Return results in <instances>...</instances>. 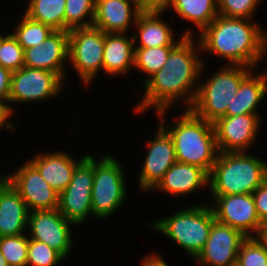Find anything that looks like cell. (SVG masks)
Returning a JSON list of instances; mask_svg holds the SVG:
<instances>
[{
    "instance_id": "1",
    "label": "cell",
    "mask_w": 267,
    "mask_h": 266,
    "mask_svg": "<svg viewBox=\"0 0 267 266\" xmlns=\"http://www.w3.org/2000/svg\"><path fill=\"white\" fill-rule=\"evenodd\" d=\"M194 41L196 39L192 36H185L170 51L162 69L143 84L145 94L140 104L135 105V112L142 113L152 107H155L156 112L169 110L174 102L182 98L187 104L186 109L192 107L198 91L197 80H200L199 76H202L205 67L197 53L201 50L199 41Z\"/></svg>"
},
{
    "instance_id": "2",
    "label": "cell",
    "mask_w": 267,
    "mask_h": 266,
    "mask_svg": "<svg viewBox=\"0 0 267 266\" xmlns=\"http://www.w3.org/2000/svg\"><path fill=\"white\" fill-rule=\"evenodd\" d=\"M218 15L197 37L201 52L212 53L230 65L253 68L267 55V31L257 21Z\"/></svg>"
},
{
    "instance_id": "3",
    "label": "cell",
    "mask_w": 267,
    "mask_h": 266,
    "mask_svg": "<svg viewBox=\"0 0 267 266\" xmlns=\"http://www.w3.org/2000/svg\"><path fill=\"white\" fill-rule=\"evenodd\" d=\"M166 111L156 112L160 117L158 124L173 140L176 161L199 166L209 174L219 153L213 123L185 109L179 118L175 117L173 124L167 126L163 119Z\"/></svg>"
},
{
    "instance_id": "4",
    "label": "cell",
    "mask_w": 267,
    "mask_h": 266,
    "mask_svg": "<svg viewBox=\"0 0 267 266\" xmlns=\"http://www.w3.org/2000/svg\"><path fill=\"white\" fill-rule=\"evenodd\" d=\"M208 179L212 195L252 194L267 179V162L245 152H219Z\"/></svg>"
},
{
    "instance_id": "5",
    "label": "cell",
    "mask_w": 267,
    "mask_h": 266,
    "mask_svg": "<svg viewBox=\"0 0 267 266\" xmlns=\"http://www.w3.org/2000/svg\"><path fill=\"white\" fill-rule=\"evenodd\" d=\"M253 70L242 65H223L207 81L198 83V91L190 110L198 117L214 123L226 114L227 108H231L241 82Z\"/></svg>"
},
{
    "instance_id": "6",
    "label": "cell",
    "mask_w": 267,
    "mask_h": 266,
    "mask_svg": "<svg viewBox=\"0 0 267 266\" xmlns=\"http://www.w3.org/2000/svg\"><path fill=\"white\" fill-rule=\"evenodd\" d=\"M187 207L149 225L175 241L194 259L203 250L215 217L208 203Z\"/></svg>"
},
{
    "instance_id": "7",
    "label": "cell",
    "mask_w": 267,
    "mask_h": 266,
    "mask_svg": "<svg viewBox=\"0 0 267 266\" xmlns=\"http://www.w3.org/2000/svg\"><path fill=\"white\" fill-rule=\"evenodd\" d=\"M121 165L109 154L103 155L99 161L94 158L92 211L98 219L113 215L126 199V180Z\"/></svg>"
},
{
    "instance_id": "8",
    "label": "cell",
    "mask_w": 267,
    "mask_h": 266,
    "mask_svg": "<svg viewBox=\"0 0 267 266\" xmlns=\"http://www.w3.org/2000/svg\"><path fill=\"white\" fill-rule=\"evenodd\" d=\"M69 61L84 85L103 72L105 32L93 26L69 31Z\"/></svg>"
},
{
    "instance_id": "9",
    "label": "cell",
    "mask_w": 267,
    "mask_h": 266,
    "mask_svg": "<svg viewBox=\"0 0 267 266\" xmlns=\"http://www.w3.org/2000/svg\"><path fill=\"white\" fill-rule=\"evenodd\" d=\"M94 181V157L90 154L76 165L69 185L59 194L58 211L75 225L93 215L92 187Z\"/></svg>"
},
{
    "instance_id": "10",
    "label": "cell",
    "mask_w": 267,
    "mask_h": 266,
    "mask_svg": "<svg viewBox=\"0 0 267 266\" xmlns=\"http://www.w3.org/2000/svg\"><path fill=\"white\" fill-rule=\"evenodd\" d=\"M64 81L56 74L45 69L23 66L12 72L9 103H29L58 96Z\"/></svg>"
},
{
    "instance_id": "11",
    "label": "cell",
    "mask_w": 267,
    "mask_h": 266,
    "mask_svg": "<svg viewBox=\"0 0 267 266\" xmlns=\"http://www.w3.org/2000/svg\"><path fill=\"white\" fill-rule=\"evenodd\" d=\"M210 202L215 220L239 230L246 237H255L262 226L252 194L212 195ZM255 234V235H254Z\"/></svg>"
},
{
    "instance_id": "12",
    "label": "cell",
    "mask_w": 267,
    "mask_h": 266,
    "mask_svg": "<svg viewBox=\"0 0 267 266\" xmlns=\"http://www.w3.org/2000/svg\"><path fill=\"white\" fill-rule=\"evenodd\" d=\"M3 176L19 192L29 212L58 209L59 193L44 180L30 161L18 167L14 173Z\"/></svg>"
},
{
    "instance_id": "13",
    "label": "cell",
    "mask_w": 267,
    "mask_h": 266,
    "mask_svg": "<svg viewBox=\"0 0 267 266\" xmlns=\"http://www.w3.org/2000/svg\"><path fill=\"white\" fill-rule=\"evenodd\" d=\"M58 209L30 211L28 215V230L31 239L44 242L56 250L64 259L72 248L71 226Z\"/></svg>"
},
{
    "instance_id": "14",
    "label": "cell",
    "mask_w": 267,
    "mask_h": 266,
    "mask_svg": "<svg viewBox=\"0 0 267 266\" xmlns=\"http://www.w3.org/2000/svg\"><path fill=\"white\" fill-rule=\"evenodd\" d=\"M247 237L215 220L203 250L194 259L206 266H236L241 244Z\"/></svg>"
},
{
    "instance_id": "15",
    "label": "cell",
    "mask_w": 267,
    "mask_h": 266,
    "mask_svg": "<svg viewBox=\"0 0 267 266\" xmlns=\"http://www.w3.org/2000/svg\"><path fill=\"white\" fill-rule=\"evenodd\" d=\"M259 117L258 114H242L218 118L213 125L219 152H246L257 138Z\"/></svg>"
},
{
    "instance_id": "16",
    "label": "cell",
    "mask_w": 267,
    "mask_h": 266,
    "mask_svg": "<svg viewBox=\"0 0 267 266\" xmlns=\"http://www.w3.org/2000/svg\"><path fill=\"white\" fill-rule=\"evenodd\" d=\"M158 126L154 139L146 143L149 148L138 179L142 191L152 190L177 162L171 136L160 124Z\"/></svg>"
},
{
    "instance_id": "17",
    "label": "cell",
    "mask_w": 267,
    "mask_h": 266,
    "mask_svg": "<svg viewBox=\"0 0 267 266\" xmlns=\"http://www.w3.org/2000/svg\"><path fill=\"white\" fill-rule=\"evenodd\" d=\"M68 60V31H54L43 44L24 49V66L51 71L63 81L66 78L65 64Z\"/></svg>"
},
{
    "instance_id": "18",
    "label": "cell",
    "mask_w": 267,
    "mask_h": 266,
    "mask_svg": "<svg viewBox=\"0 0 267 266\" xmlns=\"http://www.w3.org/2000/svg\"><path fill=\"white\" fill-rule=\"evenodd\" d=\"M140 13L139 6L132 0H95L92 26L105 33H127Z\"/></svg>"
},
{
    "instance_id": "19",
    "label": "cell",
    "mask_w": 267,
    "mask_h": 266,
    "mask_svg": "<svg viewBox=\"0 0 267 266\" xmlns=\"http://www.w3.org/2000/svg\"><path fill=\"white\" fill-rule=\"evenodd\" d=\"M29 210L19 192L3 177L0 180V237L24 234Z\"/></svg>"
},
{
    "instance_id": "20",
    "label": "cell",
    "mask_w": 267,
    "mask_h": 266,
    "mask_svg": "<svg viewBox=\"0 0 267 266\" xmlns=\"http://www.w3.org/2000/svg\"><path fill=\"white\" fill-rule=\"evenodd\" d=\"M209 174L199 166L176 162L152 189L166 192L171 196L190 195L195 190L208 186Z\"/></svg>"
},
{
    "instance_id": "21",
    "label": "cell",
    "mask_w": 267,
    "mask_h": 266,
    "mask_svg": "<svg viewBox=\"0 0 267 266\" xmlns=\"http://www.w3.org/2000/svg\"><path fill=\"white\" fill-rule=\"evenodd\" d=\"M162 13L156 12H141L133 25L138 30V34H133L134 44L138 38L139 45L134 48H149L161 46H176L185 36H192L193 31L184 30L179 40H175L173 28H170L160 16ZM172 29V30H171ZM138 35V36H137Z\"/></svg>"
},
{
    "instance_id": "22",
    "label": "cell",
    "mask_w": 267,
    "mask_h": 266,
    "mask_svg": "<svg viewBox=\"0 0 267 266\" xmlns=\"http://www.w3.org/2000/svg\"><path fill=\"white\" fill-rule=\"evenodd\" d=\"M85 156L76 161L64 151L52 153L46 151V153H37L29 161L37 168L44 180L60 194L71 182L76 165Z\"/></svg>"
},
{
    "instance_id": "23",
    "label": "cell",
    "mask_w": 267,
    "mask_h": 266,
    "mask_svg": "<svg viewBox=\"0 0 267 266\" xmlns=\"http://www.w3.org/2000/svg\"><path fill=\"white\" fill-rule=\"evenodd\" d=\"M134 39L125 33H105L103 72L121 76L134 67Z\"/></svg>"
},
{
    "instance_id": "24",
    "label": "cell",
    "mask_w": 267,
    "mask_h": 266,
    "mask_svg": "<svg viewBox=\"0 0 267 266\" xmlns=\"http://www.w3.org/2000/svg\"><path fill=\"white\" fill-rule=\"evenodd\" d=\"M250 73L240 84L236 96L227 108L224 116H237L242 114H258V104L267 93V83L261 73Z\"/></svg>"
},
{
    "instance_id": "25",
    "label": "cell",
    "mask_w": 267,
    "mask_h": 266,
    "mask_svg": "<svg viewBox=\"0 0 267 266\" xmlns=\"http://www.w3.org/2000/svg\"><path fill=\"white\" fill-rule=\"evenodd\" d=\"M170 8L196 25L199 33L218 16L217 0H173Z\"/></svg>"
},
{
    "instance_id": "26",
    "label": "cell",
    "mask_w": 267,
    "mask_h": 266,
    "mask_svg": "<svg viewBox=\"0 0 267 266\" xmlns=\"http://www.w3.org/2000/svg\"><path fill=\"white\" fill-rule=\"evenodd\" d=\"M66 0H29L25 14L35 21L65 31Z\"/></svg>"
},
{
    "instance_id": "27",
    "label": "cell",
    "mask_w": 267,
    "mask_h": 266,
    "mask_svg": "<svg viewBox=\"0 0 267 266\" xmlns=\"http://www.w3.org/2000/svg\"><path fill=\"white\" fill-rule=\"evenodd\" d=\"M175 46H161L149 48H134V67L144 72L148 77L144 83L156 72L162 69L168 60L170 51Z\"/></svg>"
},
{
    "instance_id": "28",
    "label": "cell",
    "mask_w": 267,
    "mask_h": 266,
    "mask_svg": "<svg viewBox=\"0 0 267 266\" xmlns=\"http://www.w3.org/2000/svg\"><path fill=\"white\" fill-rule=\"evenodd\" d=\"M55 30L39 21H35L25 13L12 35L23 49L41 45Z\"/></svg>"
},
{
    "instance_id": "29",
    "label": "cell",
    "mask_w": 267,
    "mask_h": 266,
    "mask_svg": "<svg viewBox=\"0 0 267 266\" xmlns=\"http://www.w3.org/2000/svg\"><path fill=\"white\" fill-rule=\"evenodd\" d=\"M94 13L95 0H66L65 31L73 28L91 27Z\"/></svg>"
},
{
    "instance_id": "30",
    "label": "cell",
    "mask_w": 267,
    "mask_h": 266,
    "mask_svg": "<svg viewBox=\"0 0 267 266\" xmlns=\"http://www.w3.org/2000/svg\"><path fill=\"white\" fill-rule=\"evenodd\" d=\"M0 251L9 266H26L28 236L20 234L0 237Z\"/></svg>"
},
{
    "instance_id": "31",
    "label": "cell",
    "mask_w": 267,
    "mask_h": 266,
    "mask_svg": "<svg viewBox=\"0 0 267 266\" xmlns=\"http://www.w3.org/2000/svg\"><path fill=\"white\" fill-rule=\"evenodd\" d=\"M0 65L11 72L24 66V49L12 33L1 35Z\"/></svg>"
},
{
    "instance_id": "32",
    "label": "cell",
    "mask_w": 267,
    "mask_h": 266,
    "mask_svg": "<svg viewBox=\"0 0 267 266\" xmlns=\"http://www.w3.org/2000/svg\"><path fill=\"white\" fill-rule=\"evenodd\" d=\"M64 258L44 242L28 237V257L26 266H58Z\"/></svg>"
},
{
    "instance_id": "33",
    "label": "cell",
    "mask_w": 267,
    "mask_h": 266,
    "mask_svg": "<svg viewBox=\"0 0 267 266\" xmlns=\"http://www.w3.org/2000/svg\"><path fill=\"white\" fill-rule=\"evenodd\" d=\"M236 266H267V251L256 237H247L243 241Z\"/></svg>"
},
{
    "instance_id": "34",
    "label": "cell",
    "mask_w": 267,
    "mask_h": 266,
    "mask_svg": "<svg viewBox=\"0 0 267 266\" xmlns=\"http://www.w3.org/2000/svg\"><path fill=\"white\" fill-rule=\"evenodd\" d=\"M261 0H217L218 15L252 19Z\"/></svg>"
},
{
    "instance_id": "35",
    "label": "cell",
    "mask_w": 267,
    "mask_h": 266,
    "mask_svg": "<svg viewBox=\"0 0 267 266\" xmlns=\"http://www.w3.org/2000/svg\"><path fill=\"white\" fill-rule=\"evenodd\" d=\"M252 197L260 222L267 223V179L252 193Z\"/></svg>"
},
{
    "instance_id": "36",
    "label": "cell",
    "mask_w": 267,
    "mask_h": 266,
    "mask_svg": "<svg viewBox=\"0 0 267 266\" xmlns=\"http://www.w3.org/2000/svg\"><path fill=\"white\" fill-rule=\"evenodd\" d=\"M12 72L0 65V102H9Z\"/></svg>"
},
{
    "instance_id": "37",
    "label": "cell",
    "mask_w": 267,
    "mask_h": 266,
    "mask_svg": "<svg viewBox=\"0 0 267 266\" xmlns=\"http://www.w3.org/2000/svg\"><path fill=\"white\" fill-rule=\"evenodd\" d=\"M173 0H142V12L163 13L172 5Z\"/></svg>"
},
{
    "instance_id": "38",
    "label": "cell",
    "mask_w": 267,
    "mask_h": 266,
    "mask_svg": "<svg viewBox=\"0 0 267 266\" xmlns=\"http://www.w3.org/2000/svg\"><path fill=\"white\" fill-rule=\"evenodd\" d=\"M9 102H0V129L5 128L8 130H14L15 126L10 121V117L14 113L11 106L8 104Z\"/></svg>"
},
{
    "instance_id": "39",
    "label": "cell",
    "mask_w": 267,
    "mask_h": 266,
    "mask_svg": "<svg viewBox=\"0 0 267 266\" xmlns=\"http://www.w3.org/2000/svg\"><path fill=\"white\" fill-rule=\"evenodd\" d=\"M140 266H169L166 261H164L161 256L157 254H149L143 258V262Z\"/></svg>"
},
{
    "instance_id": "40",
    "label": "cell",
    "mask_w": 267,
    "mask_h": 266,
    "mask_svg": "<svg viewBox=\"0 0 267 266\" xmlns=\"http://www.w3.org/2000/svg\"><path fill=\"white\" fill-rule=\"evenodd\" d=\"M255 237L267 251V223L262 224Z\"/></svg>"
},
{
    "instance_id": "41",
    "label": "cell",
    "mask_w": 267,
    "mask_h": 266,
    "mask_svg": "<svg viewBox=\"0 0 267 266\" xmlns=\"http://www.w3.org/2000/svg\"><path fill=\"white\" fill-rule=\"evenodd\" d=\"M0 266H9L7 260L4 258L1 251H0Z\"/></svg>"
},
{
    "instance_id": "42",
    "label": "cell",
    "mask_w": 267,
    "mask_h": 266,
    "mask_svg": "<svg viewBox=\"0 0 267 266\" xmlns=\"http://www.w3.org/2000/svg\"><path fill=\"white\" fill-rule=\"evenodd\" d=\"M261 74L263 75V78H264L265 82L267 83V61H266L265 70Z\"/></svg>"
},
{
    "instance_id": "43",
    "label": "cell",
    "mask_w": 267,
    "mask_h": 266,
    "mask_svg": "<svg viewBox=\"0 0 267 266\" xmlns=\"http://www.w3.org/2000/svg\"><path fill=\"white\" fill-rule=\"evenodd\" d=\"M132 1L139 6L140 11L142 12V0H132Z\"/></svg>"
}]
</instances>
